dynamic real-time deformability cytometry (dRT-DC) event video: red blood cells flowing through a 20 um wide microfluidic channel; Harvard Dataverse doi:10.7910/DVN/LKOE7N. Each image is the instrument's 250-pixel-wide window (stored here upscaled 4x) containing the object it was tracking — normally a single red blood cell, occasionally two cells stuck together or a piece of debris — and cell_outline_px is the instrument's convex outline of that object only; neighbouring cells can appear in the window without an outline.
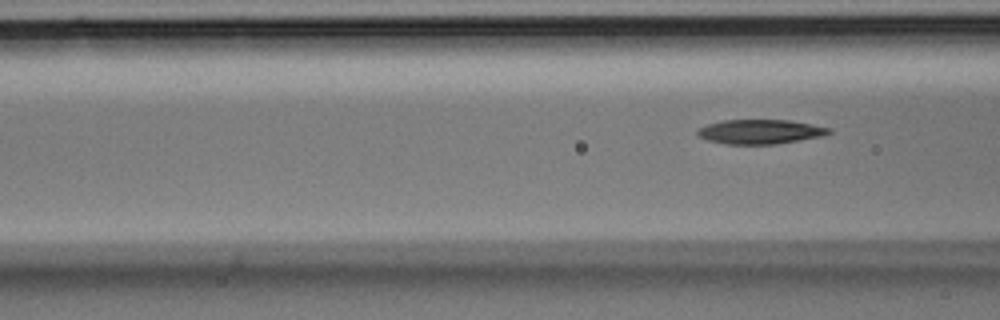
{"species": "Egyptian fruit bat (a non-hibernating species)", "species_latin": "Rousettus aegyptiacus", "temperature_condition": "room temperature", "stored_images_in_passage": 4, "segment_of_instrument_passage": [2, 2], "camera_frame_rate_fps": 3000, "um_per_image_px": 0.085, "animal": {"sex": "male"}, "frame": {"image": 1, "passage_image": 4, "time_ms": 1.0, "image_size_px": [1000, 320], "cell_outline_px": [[832, 132], [824, 136], [776, 144], [728, 144], [708, 140], [696, 136], [696, 132], [700, 128], [708, 124], [724, 120], [788, 120], [832, 128]], "centroid_in_image_um": [64.63, 11.2], "position_along_channel_um": 102.0, "area_um2": 18.67}}